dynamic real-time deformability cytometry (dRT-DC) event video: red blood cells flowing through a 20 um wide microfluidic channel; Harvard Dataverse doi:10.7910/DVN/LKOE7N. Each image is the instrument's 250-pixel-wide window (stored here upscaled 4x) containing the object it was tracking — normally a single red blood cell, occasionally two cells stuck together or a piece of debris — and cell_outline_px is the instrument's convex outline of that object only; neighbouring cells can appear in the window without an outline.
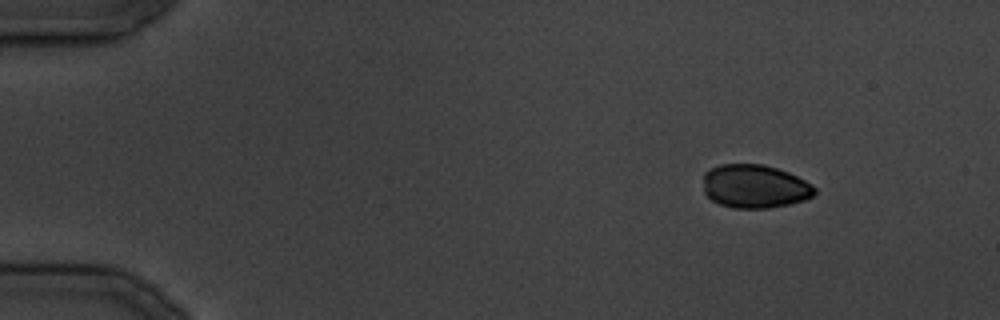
{"species": "common noctule bat (a hibernating species)", "species_latin": "Nyctalus noctula", "temperature_condition": "cold", "stored_images_in_passage": 31, "camera_frame_rate_fps": 3000, "um_per_image_px": 0.085, "animal": {"sex": "male", "body_mass_g": 19.5, "forearm_length_mm": 54.6}, "frame": {"image": 1, "passage_image": 1, "time_ms": 0.0, "image_size_px": [1000, 320], "cell_outline_px": [[816, 192], [812, 196], [804, 200], [788, 204], [768, 208], [732, 208], [720, 204], [712, 200], [704, 192], [704, 172], [720, 164], [764, 164], [788, 172], [812, 184], [816, 188]], "centroid_in_image_um": [64.15, 15.84], "position_along_channel_um": 20.9, "area_um2": 28.21}}
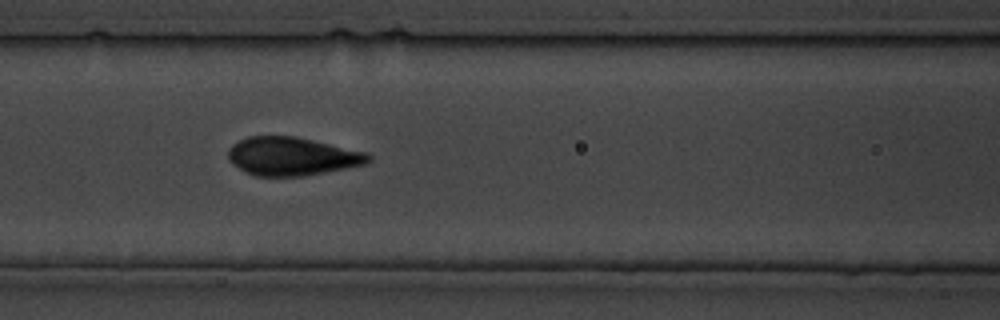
{"frame": {"image": 2, "passage_image": 12, "time_ms": 13.667, "image_size_px": [1000, 320], "cell_outline_px": [[372, 160], [368, 164], [304, 176], [256, 176], [244, 172], [232, 164], [228, 160], [228, 148], [232, 144], [248, 136], [296, 136], [368, 152], [372, 156]], "centroid_in_image_um": [24.84, 13.29], "position_along_channel_um": 141.8, "area_um2": 31.73}}
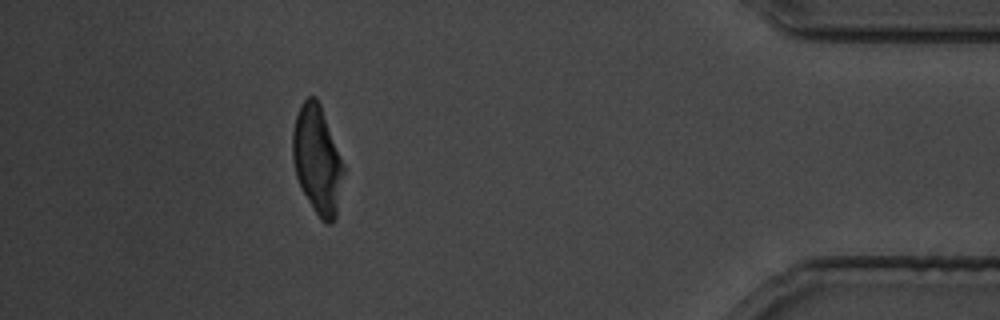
{"frame": {"image": 3, "passage_image": 28, "time_ms": 33.333, "image_size_px": [1000, 320], "cell_outline_px": [[344, 172], [336, 216], [332, 224], [328, 224], [320, 220], [312, 208], [296, 176], [292, 160], [292, 132], [296, 116], [300, 104], [308, 96], [316, 96], [320, 104], [344, 164]], "centroid_in_image_um": [26.96, 13.59], "position_along_channel_um": 408.2, "area_um2": 32.08}}